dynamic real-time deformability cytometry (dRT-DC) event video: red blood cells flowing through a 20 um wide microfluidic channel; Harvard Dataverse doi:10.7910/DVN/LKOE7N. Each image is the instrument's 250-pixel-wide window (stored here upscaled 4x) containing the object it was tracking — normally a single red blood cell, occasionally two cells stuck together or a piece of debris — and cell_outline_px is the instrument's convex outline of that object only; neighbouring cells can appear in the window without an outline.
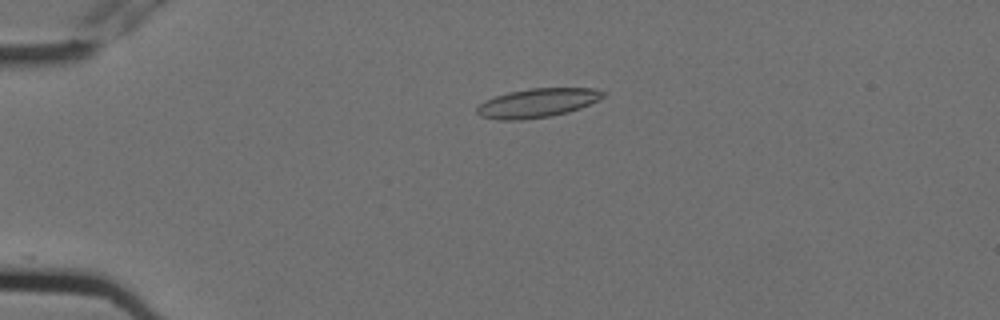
{"species": "Egyptian fruit bat (a non-hibernating species)", "species_latin": "Rousettus aegyptiacus", "temperature_condition": "cold", "stored_images_in_passage": 5, "camera_frame_rate_fps": 3000, "um_per_image_px": 0.085, "animal": {"sex": "female"}, "frame": {"image": 1, "passage_image": 4, "time_ms": 1.0, "image_size_px": [1000, 320], "cell_outline_px": [[608, 92], [604, 96], [580, 108], [568, 112], [548, 116], [520, 120], [500, 120], [480, 116], [476, 112], [476, 108], [480, 104], [496, 96], [508, 92], [528, 88], [596, 88]], "centroid_in_image_um": [45.69, 8.74], "position_along_channel_um": 39.3, "area_um2": 21.15}}